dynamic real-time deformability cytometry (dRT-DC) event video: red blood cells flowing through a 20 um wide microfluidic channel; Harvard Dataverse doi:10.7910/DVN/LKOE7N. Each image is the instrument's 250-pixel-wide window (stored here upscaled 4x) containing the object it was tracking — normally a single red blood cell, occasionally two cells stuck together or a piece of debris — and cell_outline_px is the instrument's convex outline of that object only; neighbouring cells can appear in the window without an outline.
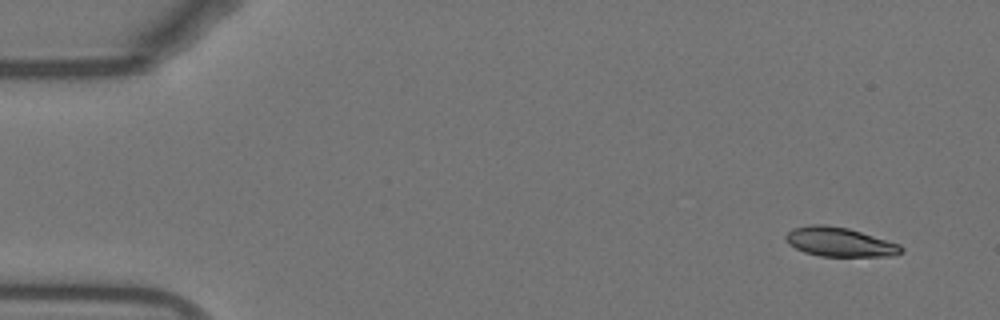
{"species": "Egyptian fruit bat (a non-hibernating species)", "species_latin": "Rousettus aegyptiacus", "temperature_condition": "warm", "stored_images_in_passage": 34, "camera_frame_rate_fps": 3000, "um_per_image_px": 0.085, "animal": {"sex": "female"}, "frame": {"image": 1, "passage_image": 1, "time_ms": 0.0, "image_size_px": [1000, 320], "cell_outline_px": [[904, 252], [892, 256], [820, 256], [804, 252], [788, 244], [784, 236], [792, 228], [812, 224], [824, 224], [848, 228], [900, 244], [904, 248]], "centroid_in_image_um": [71.37, 20.57], "position_along_channel_um": 13.6, "area_um2": 19.71}}
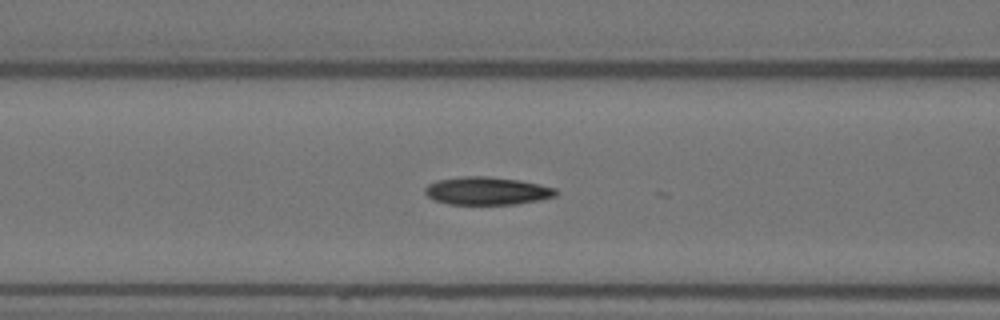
{"frame": {"image": 2, "passage_image": 19, "time_ms": 6.0, "image_size_px": [1000, 320], "cell_outline_px": [[560, 192], [556, 196], [540, 200], [516, 204], [448, 204], [432, 200], [424, 192], [424, 188], [428, 184], [436, 180], [464, 176], [488, 176], [520, 180], [556, 188]], "centroid_in_image_um": [41.39, 16.22], "position_along_channel_um": 125.2, "area_um2": 21.5}}
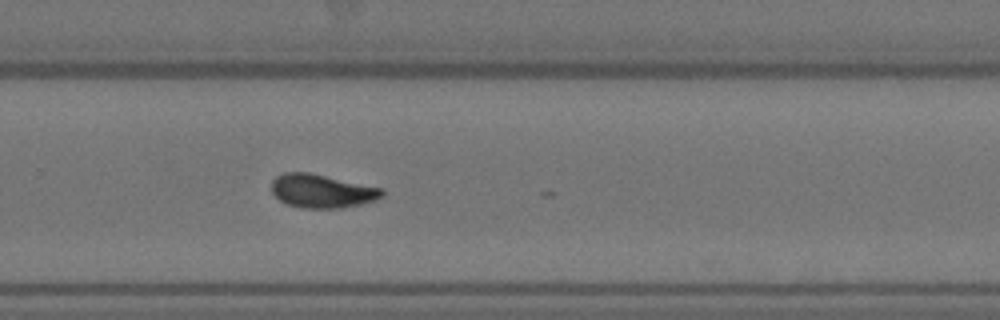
{"frame": {"image": 3, "passage_image": 33, "time_ms": 10.667, "image_size_px": [1000, 320], "cell_outline_px": [[384, 196], [376, 200], [360, 204], [340, 208], [300, 208], [288, 204], [280, 200], [272, 192], [272, 180], [276, 176], [284, 172], [308, 172], [384, 188]], "centroid_in_image_um": [27.38, 16.23], "position_along_channel_um": 302.4, "area_um2": 21.68}}